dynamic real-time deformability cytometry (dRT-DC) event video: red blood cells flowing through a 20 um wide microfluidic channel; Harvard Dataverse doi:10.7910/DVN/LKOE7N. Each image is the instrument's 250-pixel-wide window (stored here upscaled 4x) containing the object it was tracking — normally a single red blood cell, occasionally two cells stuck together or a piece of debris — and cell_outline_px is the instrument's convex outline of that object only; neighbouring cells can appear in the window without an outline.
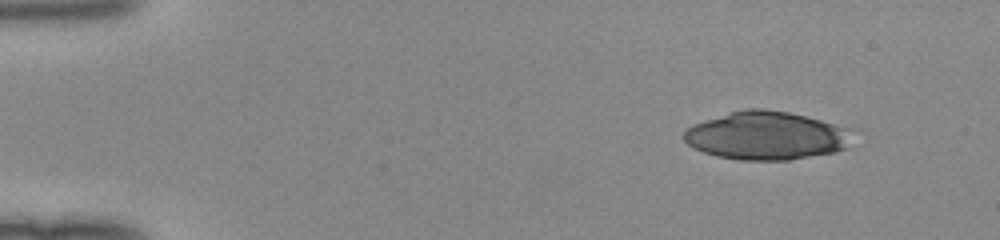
{"species": "human", "species_latin": "Homo sapiens", "temperature_condition": "room temperature", "stored_images_in_passage": 44, "camera_frame_rate_fps": 3000, "um_per_image_px": 0.085, "donor": {"sex": "female"}, "frame": {"image": 1, "passage_image": 1, "time_ms": 0.0, "image_size_px": [1000, 240], "cell_outline_px": [[848, 148], [836, 152], [788, 160], [740, 160], [716, 156], [704, 152], [688, 144], [680, 136], [692, 124], [704, 120], [732, 112], [748, 108], [764, 108], [788, 112], [820, 120], [844, 128]], "centroid_in_image_um": [65.04, 11.54], "position_along_channel_um": 20.0, "area_um2": 46.64}}